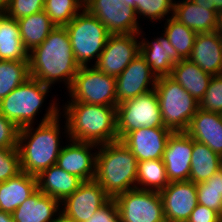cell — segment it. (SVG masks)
I'll return each mask as SVG.
<instances>
[{"instance_id":"ac0fdd59","label":"cell","mask_w":222,"mask_h":222,"mask_svg":"<svg viewBox=\"0 0 222 222\" xmlns=\"http://www.w3.org/2000/svg\"><path fill=\"white\" fill-rule=\"evenodd\" d=\"M173 131L169 128H139L127 133L121 140L138 162L162 159L167 140Z\"/></svg>"},{"instance_id":"4dcf8cb0","label":"cell","mask_w":222,"mask_h":222,"mask_svg":"<svg viewBox=\"0 0 222 222\" xmlns=\"http://www.w3.org/2000/svg\"><path fill=\"white\" fill-rule=\"evenodd\" d=\"M164 25L162 32L168 37L170 44L182 59H188L198 33L180 23L173 16L167 18Z\"/></svg>"},{"instance_id":"836d02e7","label":"cell","mask_w":222,"mask_h":222,"mask_svg":"<svg viewBox=\"0 0 222 222\" xmlns=\"http://www.w3.org/2000/svg\"><path fill=\"white\" fill-rule=\"evenodd\" d=\"M198 204L222 213V170L196 184Z\"/></svg>"},{"instance_id":"30bf717a","label":"cell","mask_w":222,"mask_h":222,"mask_svg":"<svg viewBox=\"0 0 222 222\" xmlns=\"http://www.w3.org/2000/svg\"><path fill=\"white\" fill-rule=\"evenodd\" d=\"M119 222H166L158 191L131 189L114 198Z\"/></svg>"},{"instance_id":"d6a6232c","label":"cell","mask_w":222,"mask_h":222,"mask_svg":"<svg viewBox=\"0 0 222 222\" xmlns=\"http://www.w3.org/2000/svg\"><path fill=\"white\" fill-rule=\"evenodd\" d=\"M84 9V0H45L44 11L57 27H65Z\"/></svg>"},{"instance_id":"484cf974","label":"cell","mask_w":222,"mask_h":222,"mask_svg":"<svg viewBox=\"0 0 222 222\" xmlns=\"http://www.w3.org/2000/svg\"><path fill=\"white\" fill-rule=\"evenodd\" d=\"M170 77L200 102L206 93L212 75L204 72L189 59H182L173 66Z\"/></svg>"},{"instance_id":"ffe728a7","label":"cell","mask_w":222,"mask_h":222,"mask_svg":"<svg viewBox=\"0 0 222 222\" xmlns=\"http://www.w3.org/2000/svg\"><path fill=\"white\" fill-rule=\"evenodd\" d=\"M188 59L212 76L222 74V35L217 30L198 33Z\"/></svg>"},{"instance_id":"7bdbcfd3","label":"cell","mask_w":222,"mask_h":222,"mask_svg":"<svg viewBox=\"0 0 222 222\" xmlns=\"http://www.w3.org/2000/svg\"><path fill=\"white\" fill-rule=\"evenodd\" d=\"M0 222H14L12 214L0 210Z\"/></svg>"},{"instance_id":"f546056e","label":"cell","mask_w":222,"mask_h":222,"mask_svg":"<svg viewBox=\"0 0 222 222\" xmlns=\"http://www.w3.org/2000/svg\"><path fill=\"white\" fill-rule=\"evenodd\" d=\"M168 184L169 181L162 159L138 162L136 188L160 192Z\"/></svg>"},{"instance_id":"e0dca14e","label":"cell","mask_w":222,"mask_h":222,"mask_svg":"<svg viewBox=\"0 0 222 222\" xmlns=\"http://www.w3.org/2000/svg\"><path fill=\"white\" fill-rule=\"evenodd\" d=\"M57 158L56 165L67 173L76 175L83 181L94 180L96 154L99 145L67 139ZM97 147V148H96ZM95 152H92V151Z\"/></svg>"},{"instance_id":"ab89813d","label":"cell","mask_w":222,"mask_h":222,"mask_svg":"<svg viewBox=\"0 0 222 222\" xmlns=\"http://www.w3.org/2000/svg\"><path fill=\"white\" fill-rule=\"evenodd\" d=\"M87 222H119V212L114 199L98 209Z\"/></svg>"},{"instance_id":"5bb4252c","label":"cell","mask_w":222,"mask_h":222,"mask_svg":"<svg viewBox=\"0 0 222 222\" xmlns=\"http://www.w3.org/2000/svg\"><path fill=\"white\" fill-rule=\"evenodd\" d=\"M157 78L145 59L138 54L116 77L117 103H123L154 90Z\"/></svg>"},{"instance_id":"60d3db41","label":"cell","mask_w":222,"mask_h":222,"mask_svg":"<svg viewBox=\"0 0 222 222\" xmlns=\"http://www.w3.org/2000/svg\"><path fill=\"white\" fill-rule=\"evenodd\" d=\"M187 222H220V214L206 206L197 204Z\"/></svg>"},{"instance_id":"ba28073f","label":"cell","mask_w":222,"mask_h":222,"mask_svg":"<svg viewBox=\"0 0 222 222\" xmlns=\"http://www.w3.org/2000/svg\"><path fill=\"white\" fill-rule=\"evenodd\" d=\"M116 116L119 141L127 133L139 128H167L164 127L155 90L118 104Z\"/></svg>"},{"instance_id":"f6af8a7d","label":"cell","mask_w":222,"mask_h":222,"mask_svg":"<svg viewBox=\"0 0 222 222\" xmlns=\"http://www.w3.org/2000/svg\"><path fill=\"white\" fill-rule=\"evenodd\" d=\"M217 31L222 35V11L218 13V27Z\"/></svg>"},{"instance_id":"ee69618b","label":"cell","mask_w":222,"mask_h":222,"mask_svg":"<svg viewBox=\"0 0 222 222\" xmlns=\"http://www.w3.org/2000/svg\"><path fill=\"white\" fill-rule=\"evenodd\" d=\"M123 4L136 8L138 5H142V0H123Z\"/></svg>"},{"instance_id":"8992f818","label":"cell","mask_w":222,"mask_h":222,"mask_svg":"<svg viewBox=\"0 0 222 222\" xmlns=\"http://www.w3.org/2000/svg\"><path fill=\"white\" fill-rule=\"evenodd\" d=\"M154 90L158 96L164 127L173 132L186 131L199 109V102L170 76L158 77Z\"/></svg>"},{"instance_id":"d590c367","label":"cell","mask_w":222,"mask_h":222,"mask_svg":"<svg viewBox=\"0 0 222 222\" xmlns=\"http://www.w3.org/2000/svg\"><path fill=\"white\" fill-rule=\"evenodd\" d=\"M199 108L209 112L222 113V74L212 76L206 93L199 102Z\"/></svg>"},{"instance_id":"f35d334b","label":"cell","mask_w":222,"mask_h":222,"mask_svg":"<svg viewBox=\"0 0 222 222\" xmlns=\"http://www.w3.org/2000/svg\"><path fill=\"white\" fill-rule=\"evenodd\" d=\"M19 128L0 113V148H17Z\"/></svg>"},{"instance_id":"7dc6e473","label":"cell","mask_w":222,"mask_h":222,"mask_svg":"<svg viewBox=\"0 0 222 222\" xmlns=\"http://www.w3.org/2000/svg\"><path fill=\"white\" fill-rule=\"evenodd\" d=\"M55 222H68V221L60 216Z\"/></svg>"},{"instance_id":"bcb514c9","label":"cell","mask_w":222,"mask_h":222,"mask_svg":"<svg viewBox=\"0 0 222 222\" xmlns=\"http://www.w3.org/2000/svg\"><path fill=\"white\" fill-rule=\"evenodd\" d=\"M9 0H0V9L8 2Z\"/></svg>"},{"instance_id":"1f68e13d","label":"cell","mask_w":222,"mask_h":222,"mask_svg":"<svg viewBox=\"0 0 222 222\" xmlns=\"http://www.w3.org/2000/svg\"><path fill=\"white\" fill-rule=\"evenodd\" d=\"M29 77V61L0 60V101Z\"/></svg>"},{"instance_id":"cb8c5ba5","label":"cell","mask_w":222,"mask_h":222,"mask_svg":"<svg viewBox=\"0 0 222 222\" xmlns=\"http://www.w3.org/2000/svg\"><path fill=\"white\" fill-rule=\"evenodd\" d=\"M83 182L81 178L67 173L56 164L37 176L38 189L59 202L70 196Z\"/></svg>"},{"instance_id":"7402d4cb","label":"cell","mask_w":222,"mask_h":222,"mask_svg":"<svg viewBox=\"0 0 222 222\" xmlns=\"http://www.w3.org/2000/svg\"><path fill=\"white\" fill-rule=\"evenodd\" d=\"M192 139L206 144L222 157V115L198 109L185 131Z\"/></svg>"},{"instance_id":"d4e9b609","label":"cell","mask_w":222,"mask_h":222,"mask_svg":"<svg viewBox=\"0 0 222 222\" xmlns=\"http://www.w3.org/2000/svg\"><path fill=\"white\" fill-rule=\"evenodd\" d=\"M37 189V177L23 171L0 182V210L12 214Z\"/></svg>"},{"instance_id":"4316f807","label":"cell","mask_w":222,"mask_h":222,"mask_svg":"<svg viewBox=\"0 0 222 222\" xmlns=\"http://www.w3.org/2000/svg\"><path fill=\"white\" fill-rule=\"evenodd\" d=\"M16 19L0 9V60L28 61Z\"/></svg>"},{"instance_id":"d6986e66","label":"cell","mask_w":222,"mask_h":222,"mask_svg":"<svg viewBox=\"0 0 222 222\" xmlns=\"http://www.w3.org/2000/svg\"><path fill=\"white\" fill-rule=\"evenodd\" d=\"M161 34L151 41L140 38V54L157 77L170 76L173 66L182 60L168 37Z\"/></svg>"},{"instance_id":"277c9868","label":"cell","mask_w":222,"mask_h":222,"mask_svg":"<svg viewBox=\"0 0 222 222\" xmlns=\"http://www.w3.org/2000/svg\"><path fill=\"white\" fill-rule=\"evenodd\" d=\"M138 160L122 142L99 145L94 180L114 199L136 188Z\"/></svg>"},{"instance_id":"52a82bcc","label":"cell","mask_w":222,"mask_h":222,"mask_svg":"<svg viewBox=\"0 0 222 222\" xmlns=\"http://www.w3.org/2000/svg\"><path fill=\"white\" fill-rule=\"evenodd\" d=\"M51 87L29 77L0 101V113L19 129L34 125Z\"/></svg>"},{"instance_id":"8fae6325","label":"cell","mask_w":222,"mask_h":222,"mask_svg":"<svg viewBox=\"0 0 222 222\" xmlns=\"http://www.w3.org/2000/svg\"><path fill=\"white\" fill-rule=\"evenodd\" d=\"M84 8L94 15L111 35L140 34L145 36L139 25L136 9L123 0H84Z\"/></svg>"},{"instance_id":"44dd1931","label":"cell","mask_w":222,"mask_h":222,"mask_svg":"<svg viewBox=\"0 0 222 222\" xmlns=\"http://www.w3.org/2000/svg\"><path fill=\"white\" fill-rule=\"evenodd\" d=\"M60 202L37 189L12 213L14 222H55L61 216Z\"/></svg>"},{"instance_id":"5b68a950","label":"cell","mask_w":222,"mask_h":222,"mask_svg":"<svg viewBox=\"0 0 222 222\" xmlns=\"http://www.w3.org/2000/svg\"><path fill=\"white\" fill-rule=\"evenodd\" d=\"M65 28L77 63L82 66L94 61V66L111 35L107 28L85 8ZM92 60V62H90Z\"/></svg>"},{"instance_id":"2e32d148","label":"cell","mask_w":222,"mask_h":222,"mask_svg":"<svg viewBox=\"0 0 222 222\" xmlns=\"http://www.w3.org/2000/svg\"><path fill=\"white\" fill-rule=\"evenodd\" d=\"M192 150L193 139L185 131L171 133L162 157L169 182L189 180Z\"/></svg>"},{"instance_id":"9a60e30c","label":"cell","mask_w":222,"mask_h":222,"mask_svg":"<svg viewBox=\"0 0 222 222\" xmlns=\"http://www.w3.org/2000/svg\"><path fill=\"white\" fill-rule=\"evenodd\" d=\"M160 195L166 222H187L198 204L196 184L190 180L169 182Z\"/></svg>"},{"instance_id":"8d00e7d4","label":"cell","mask_w":222,"mask_h":222,"mask_svg":"<svg viewBox=\"0 0 222 222\" xmlns=\"http://www.w3.org/2000/svg\"><path fill=\"white\" fill-rule=\"evenodd\" d=\"M45 0H9L1 9L10 17L18 20L44 10Z\"/></svg>"},{"instance_id":"603a6c76","label":"cell","mask_w":222,"mask_h":222,"mask_svg":"<svg viewBox=\"0 0 222 222\" xmlns=\"http://www.w3.org/2000/svg\"><path fill=\"white\" fill-rule=\"evenodd\" d=\"M173 17L197 33L214 32L218 27V14L191 0H175Z\"/></svg>"},{"instance_id":"e575fe53","label":"cell","mask_w":222,"mask_h":222,"mask_svg":"<svg viewBox=\"0 0 222 222\" xmlns=\"http://www.w3.org/2000/svg\"><path fill=\"white\" fill-rule=\"evenodd\" d=\"M174 3L175 0H142V5H138L135 9L139 20L147 18L153 24L154 22L157 24L158 21H164L173 16Z\"/></svg>"},{"instance_id":"9c48e42d","label":"cell","mask_w":222,"mask_h":222,"mask_svg":"<svg viewBox=\"0 0 222 222\" xmlns=\"http://www.w3.org/2000/svg\"><path fill=\"white\" fill-rule=\"evenodd\" d=\"M67 102L117 106L116 78L104 74L95 66H82L68 90Z\"/></svg>"},{"instance_id":"b9f144b4","label":"cell","mask_w":222,"mask_h":222,"mask_svg":"<svg viewBox=\"0 0 222 222\" xmlns=\"http://www.w3.org/2000/svg\"><path fill=\"white\" fill-rule=\"evenodd\" d=\"M195 4L208 7V10H214L217 14L222 11V0H191Z\"/></svg>"},{"instance_id":"7a4b0ae2","label":"cell","mask_w":222,"mask_h":222,"mask_svg":"<svg viewBox=\"0 0 222 222\" xmlns=\"http://www.w3.org/2000/svg\"><path fill=\"white\" fill-rule=\"evenodd\" d=\"M28 61L30 77L49 87L65 83L67 91L80 69L65 27L56 26L42 44L28 53Z\"/></svg>"},{"instance_id":"6da1fadb","label":"cell","mask_w":222,"mask_h":222,"mask_svg":"<svg viewBox=\"0 0 222 222\" xmlns=\"http://www.w3.org/2000/svg\"><path fill=\"white\" fill-rule=\"evenodd\" d=\"M38 126L28 125L19 129L17 148L21 170L38 176L42 171L56 164L62 145L60 122L61 107L57 101L50 100Z\"/></svg>"},{"instance_id":"4fadbf2b","label":"cell","mask_w":222,"mask_h":222,"mask_svg":"<svg viewBox=\"0 0 222 222\" xmlns=\"http://www.w3.org/2000/svg\"><path fill=\"white\" fill-rule=\"evenodd\" d=\"M140 37V34L110 35L94 66L116 78L140 54Z\"/></svg>"},{"instance_id":"f1b7e54d","label":"cell","mask_w":222,"mask_h":222,"mask_svg":"<svg viewBox=\"0 0 222 222\" xmlns=\"http://www.w3.org/2000/svg\"><path fill=\"white\" fill-rule=\"evenodd\" d=\"M221 169V157L206 144L193 139L189 180L195 184L207 181Z\"/></svg>"},{"instance_id":"3957f363","label":"cell","mask_w":222,"mask_h":222,"mask_svg":"<svg viewBox=\"0 0 222 222\" xmlns=\"http://www.w3.org/2000/svg\"><path fill=\"white\" fill-rule=\"evenodd\" d=\"M117 106L66 102L61 111L65 118L66 137L97 145L119 141L117 134Z\"/></svg>"},{"instance_id":"83f0119b","label":"cell","mask_w":222,"mask_h":222,"mask_svg":"<svg viewBox=\"0 0 222 222\" xmlns=\"http://www.w3.org/2000/svg\"><path fill=\"white\" fill-rule=\"evenodd\" d=\"M24 48L30 52L48 37L56 27L43 10L17 20Z\"/></svg>"},{"instance_id":"74e56055","label":"cell","mask_w":222,"mask_h":222,"mask_svg":"<svg viewBox=\"0 0 222 222\" xmlns=\"http://www.w3.org/2000/svg\"><path fill=\"white\" fill-rule=\"evenodd\" d=\"M21 170L18 148H0V182L17 176Z\"/></svg>"},{"instance_id":"7c38bea8","label":"cell","mask_w":222,"mask_h":222,"mask_svg":"<svg viewBox=\"0 0 222 222\" xmlns=\"http://www.w3.org/2000/svg\"><path fill=\"white\" fill-rule=\"evenodd\" d=\"M111 198L95 180L84 181L61 206V217L68 222H87Z\"/></svg>"},{"instance_id":"c3c4849f","label":"cell","mask_w":222,"mask_h":222,"mask_svg":"<svg viewBox=\"0 0 222 222\" xmlns=\"http://www.w3.org/2000/svg\"><path fill=\"white\" fill-rule=\"evenodd\" d=\"M220 222H222V213L220 214Z\"/></svg>"}]
</instances>
